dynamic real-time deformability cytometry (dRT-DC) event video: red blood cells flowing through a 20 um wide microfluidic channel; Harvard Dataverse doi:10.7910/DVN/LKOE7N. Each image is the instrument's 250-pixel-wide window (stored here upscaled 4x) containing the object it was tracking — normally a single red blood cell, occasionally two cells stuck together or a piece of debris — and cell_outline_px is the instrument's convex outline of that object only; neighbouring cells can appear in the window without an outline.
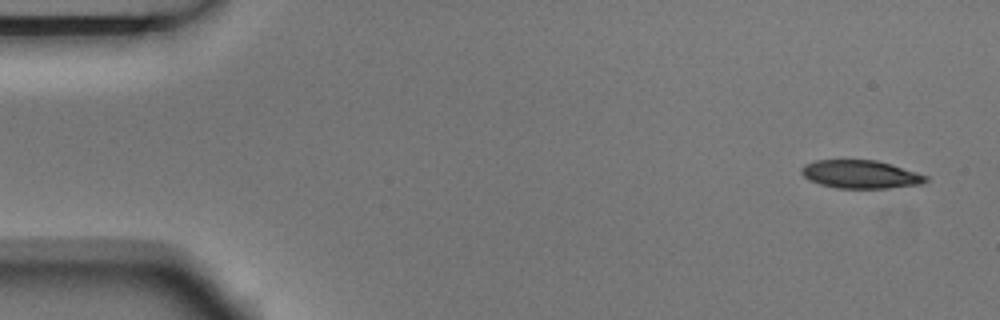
{"species": "Egyptian fruit bat (a non-hibernating species)", "species_latin": "Rousettus aegyptiacus", "temperature_condition": "room temperature", "stored_images_in_passage": 6, "camera_frame_rate_fps": 3000, "um_per_image_px": 0.085, "animal": {"sex": "male"}, "frame": {"image": 1, "passage_image": 1, "time_ms": 0.0, "image_size_px": [1000, 320], "cell_outline_px": [[928, 180], [920, 184], [888, 188], [836, 188], [820, 184], [808, 180], [800, 172], [800, 168], [804, 164], [816, 160], [876, 160], [916, 172], [928, 176]], "centroid_in_image_um": [73.1, 14.82], "position_along_channel_um": 11.9, "area_um2": 20.35}}
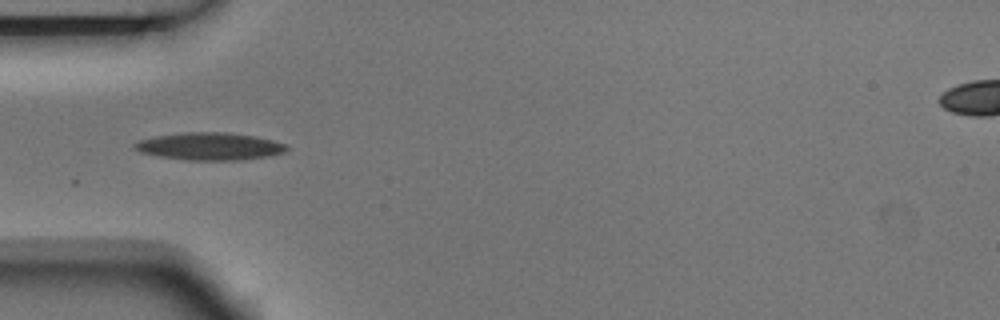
{"frame": {"image": 2, "passage_image": 5, "time_ms": 1.333, "image_size_px": [1000, 320], "cell_outline_px": [[288, 152], [268, 156], [244, 160], [184, 160], [156, 156], [140, 152], [132, 148], [132, 144], [136, 140], [156, 136], [180, 132], [228, 132], [256, 136], [288, 144]], "centroid_in_image_um": [17.81, 12.44], "position_along_channel_um": 67.2, "area_um2": 24.91}}